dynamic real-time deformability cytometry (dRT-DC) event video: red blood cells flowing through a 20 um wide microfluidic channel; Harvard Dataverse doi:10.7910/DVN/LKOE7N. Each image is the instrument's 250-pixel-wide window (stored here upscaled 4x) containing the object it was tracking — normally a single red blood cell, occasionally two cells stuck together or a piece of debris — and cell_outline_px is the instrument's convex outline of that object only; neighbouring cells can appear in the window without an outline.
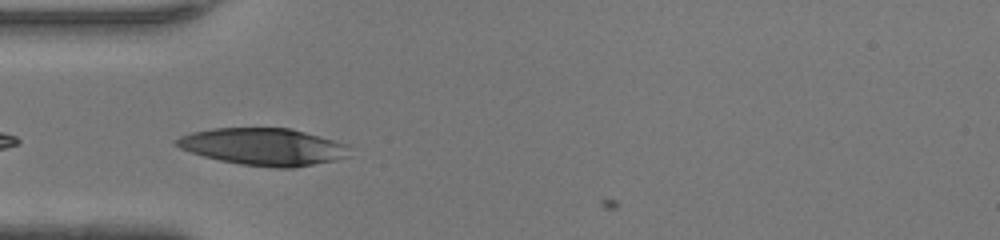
{"species": "human", "species_latin": "Homo sapiens", "temperature_condition": "warm", "stored_images_in_passage": 32, "camera_frame_rate_fps": 3000, "um_per_image_px": 0.085, "donor": {"sex": "female"}, "frame": {"image": 1, "passage_image": 1, "time_ms": 0.0, "image_size_px": [1000, 240], "cell_outline_px": [[348, 156], [336, 160], [292, 168], [276, 168], [240, 164], [220, 160], [204, 156], [180, 148], [172, 144], [172, 140], [180, 136], [192, 132], [212, 128], [292, 128], [348, 144]], "centroid_in_image_um": [22.37, 12.47], "position_along_channel_um": 62.6, "area_um2": 37.51}}
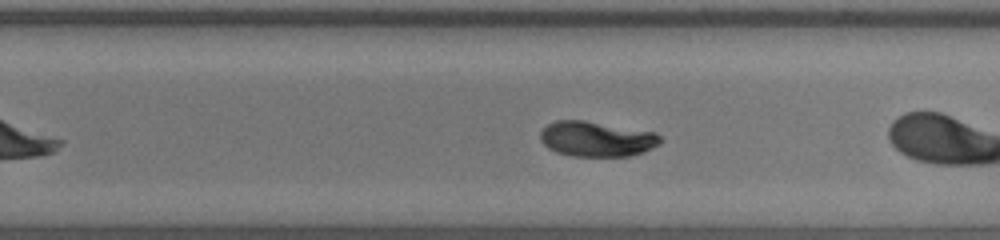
{"frame": {"image": 2, "passage_image": 14, "time_ms": 4.333, "image_size_px": [1000, 240], "cell_outline_px": [[664, 140], [660, 144], [644, 152], [628, 156], [572, 156], [556, 152], [548, 148], [540, 140], [540, 132], [548, 124], [556, 120], [584, 120], [656, 132]], "centroid_in_image_um": [50.73, 11.81], "position_along_channel_um": 279.1, "area_um2": 24.8}, "authors_computed_cell_mechanics": {"area_um2": 24.7095, "velocity_mm_per_s": 4.3626, "shape_relaxation_time_tau1_ms": 3.3512, "shape_relaxation_time_tau2_ms": 2.9904, "deformation_change_tau1": 0.1616, "deformation_change_tau2": 0.0267}}